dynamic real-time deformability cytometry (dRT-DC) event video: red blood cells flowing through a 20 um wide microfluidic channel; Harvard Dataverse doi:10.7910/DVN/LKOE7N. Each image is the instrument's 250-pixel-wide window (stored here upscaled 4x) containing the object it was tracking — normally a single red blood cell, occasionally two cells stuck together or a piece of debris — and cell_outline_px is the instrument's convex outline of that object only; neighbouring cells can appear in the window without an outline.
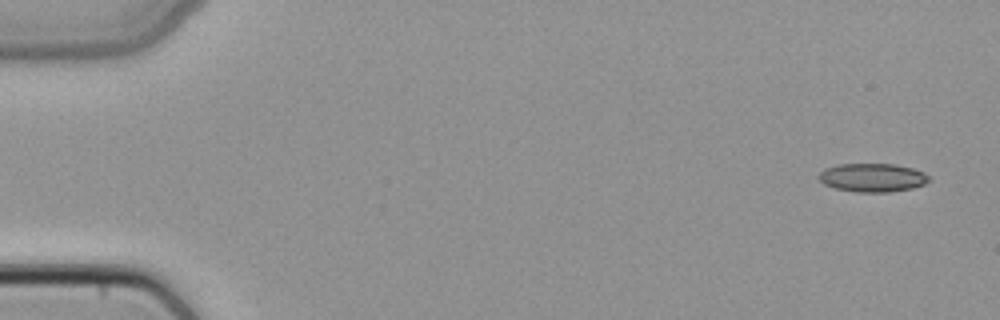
{"species": "common noctule bat (a hibernating species)", "species_latin": "Nyctalus noctula", "temperature_condition": "cold", "stored_images_in_passage": 6, "camera_frame_rate_fps": 3000, "um_per_image_px": 0.085, "animal": {"sex": "female", "body_mass_g": 22.7, "forearm_length_mm": 54.2}, "frame": {"image": 1, "passage_image": 1, "time_ms": 0.0, "image_size_px": [1000, 320], "cell_outline_px": [[928, 180], [924, 184], [912, 188], [888, 192], [856, 192], [836, 188], [824, 184], [816, 176], [824, 168], [840, 164], [896, 164], [912, 168], [924, 172], [928, 176]], "centroid_in_image_um": [74.13, 15.09], "position_along_channel_um": 10.9, "area_um2": 18.26}}
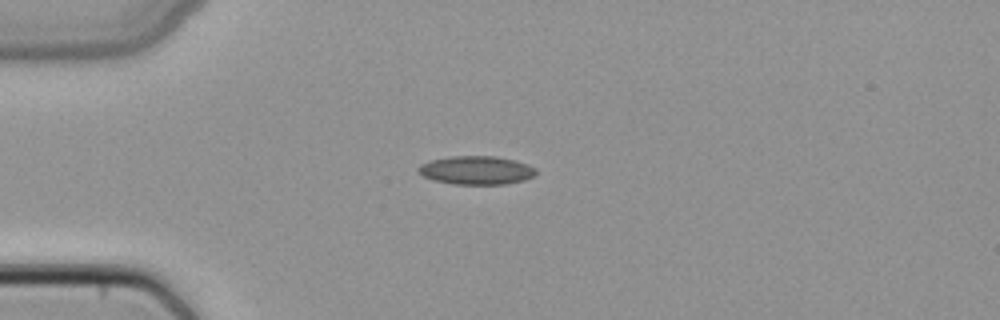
{"frame": {"image": 2, "passage_image": 4, "time_ms": 1.0, "image_size_px": [1000, 320], "cell_outline_px": [[536, 172], [532, 176], [524, 180], [508, 184], [452, 184], [432, 180], [424, 176], [416, 168], [420, 164], [432, 160], [452, 156], [496, 156], [516, 160], [528, 164], [536, 168]], "centroid_in_image_um": [40.5, 14.47], "position_along_channel_um": 44.5, "area_um2": 19.59}}
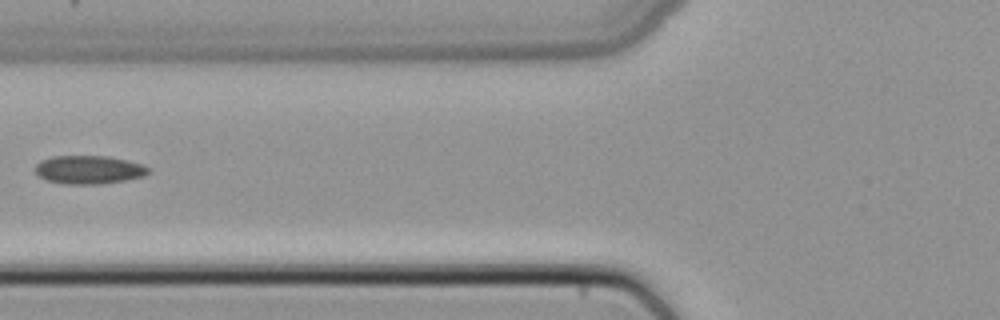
{"frame": {"image": 3, "passage_image": 6, "time_ms": 1.667, "image_size_px": [1000, 320], "cell_outline_px": [[152, 172], [144, 176], [124, 180], [100, 184], [64, 184], [44, 180], [36, 172], [36, 164], [40, 160], [52, 156], [108, 156], [128, 160], [144, 164]], "centroid_in_image_um": [7.57, 14.42], "position_along_channel_um": 118.2, "area_um2": 18.9}}